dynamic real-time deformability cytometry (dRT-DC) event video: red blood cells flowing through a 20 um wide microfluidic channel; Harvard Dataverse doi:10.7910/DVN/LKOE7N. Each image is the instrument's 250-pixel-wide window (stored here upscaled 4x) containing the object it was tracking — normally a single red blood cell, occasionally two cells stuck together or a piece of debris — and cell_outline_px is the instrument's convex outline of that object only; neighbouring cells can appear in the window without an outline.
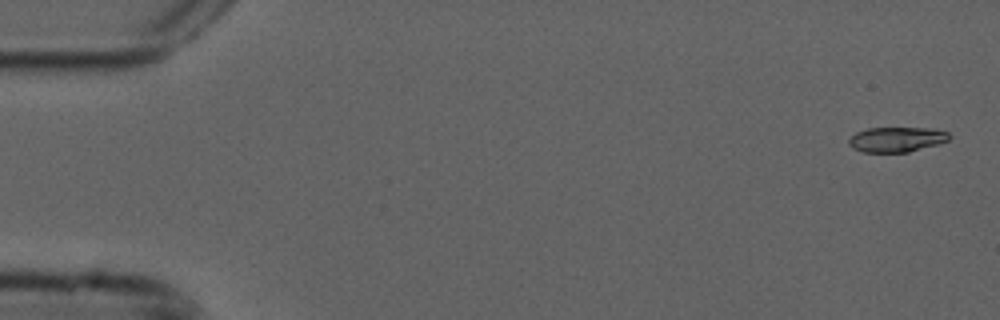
{"species": "common noctule bat (a hibernating species)", "species_latin": "Nyctalus noctula", "temperature_condition": "cold", "stored_images_in_passage": 5, "camera_frame_rate_fps": 3000, "um_per_image_px": 0.085, "animal": {"sex": "male", "forearm_length_mm": 52.5}, "frame": {"image": 1, "passage_image": 1, "time_ms": 0.0, "image_size_px": [1000, 320], "cell_outline_px": [[952, 136], [948, 140], [936, 144], [908, 152], [864, 152], [852, 148], [848, 144], [848, 140], [856, 132], [868, 128], [928, 128], [948, 132]], "centroid_in_image_um": [76.19, 11.85], "position_along_channel_um": 8.8, "area_um2": 14.51}}
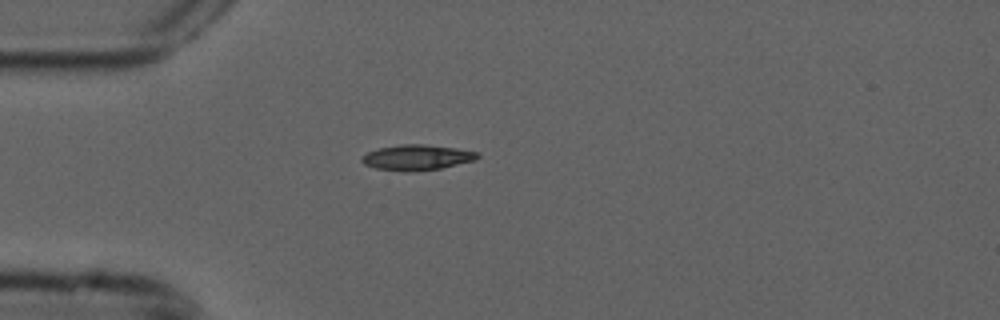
{"frame": {"image": 2, "passage_image": 5, "time_ms": 1.333, "image_size_px": [1000, 320], "cell_outline_px": [[480, 156], [476, 160], [440, 168], [376, 168], [364, 164], [360, 160], [360, 156], [368, 152], [380, 148], [400, 144], [424, 144], [456, 148], [480, 152]], "centroid_in_image_um": [35.49, 13.32], "position_along_channel_um": 49.5, "area_um2": 16.24}}